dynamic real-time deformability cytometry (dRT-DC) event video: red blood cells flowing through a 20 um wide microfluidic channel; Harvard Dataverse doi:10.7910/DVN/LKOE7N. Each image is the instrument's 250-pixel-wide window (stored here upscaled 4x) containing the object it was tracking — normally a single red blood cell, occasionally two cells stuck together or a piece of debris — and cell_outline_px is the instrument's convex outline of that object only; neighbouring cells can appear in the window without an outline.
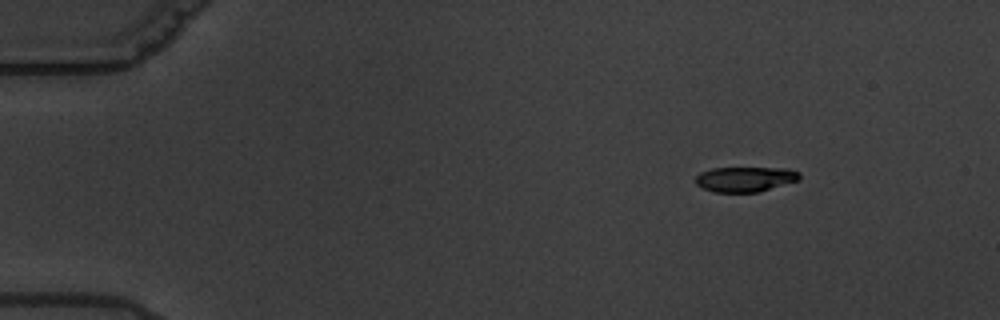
{"species": "common noctule bat (a hibernating species)", "species_latin": "Nyctalus noctula", "temperature_condition": "warm", "stored_images_in_passage": 5, "camera_frame_rate_fps": 3000, "um_per_image_px": 0.085, "animal": {"sex": "male", "body_mass_g": 19.5, "forearm_length_mm": 54.6}, "frame": {"image": 1, "passage_image": 2, "time_ms": 1.0, "image_size_px": [1000, 320], "cell_outline_px": [[800, 180], [760, 192], [712, 192], [696, 184], [696, 176], [700, 172], [712, 168], [788, 168], [800, 172]], "centroid_in_image_um": [63.37, 15.23], "position_along_channel_um": 21.6, "area_um2": 15.32}}